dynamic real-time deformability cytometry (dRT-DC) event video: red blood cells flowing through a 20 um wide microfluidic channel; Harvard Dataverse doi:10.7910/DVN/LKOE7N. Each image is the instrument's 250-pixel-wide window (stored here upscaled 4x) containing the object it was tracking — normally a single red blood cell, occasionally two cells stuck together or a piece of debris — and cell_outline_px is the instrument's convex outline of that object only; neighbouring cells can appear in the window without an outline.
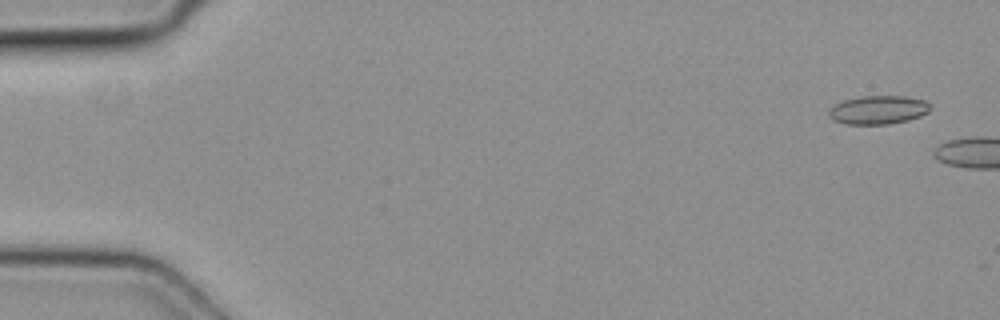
{"species": "common noctule bat (a hibernating species)", "species_latin": "Nyctalus noctula", "temperature_condition": "cold", "stored_images_in_passage": 6, "camera_frame_rate_fps": 3000, "um_per_image_px": 0.085, "animal": {"sex": "female", "body_mass_g": 19.3, "forearm_length_mm": 54.1}, "frame": {"image": 1, "passage_image": 1, "time_ms": 0.0, "image_size_px": [1000, 320], "cell_outline_px": [[932, 108], [928, 112], [920, 116], [908, 120], [888, 124], [844, 124], [832, 120], [828, 116], [828, 108], [832, 104], [844, 100], [860, 96], [904, 96], [924, 100]], "centroid_in_image_um": [74.59, 9.34], "position_along_channel_um": 10.4, "area_um2": 17.11}}